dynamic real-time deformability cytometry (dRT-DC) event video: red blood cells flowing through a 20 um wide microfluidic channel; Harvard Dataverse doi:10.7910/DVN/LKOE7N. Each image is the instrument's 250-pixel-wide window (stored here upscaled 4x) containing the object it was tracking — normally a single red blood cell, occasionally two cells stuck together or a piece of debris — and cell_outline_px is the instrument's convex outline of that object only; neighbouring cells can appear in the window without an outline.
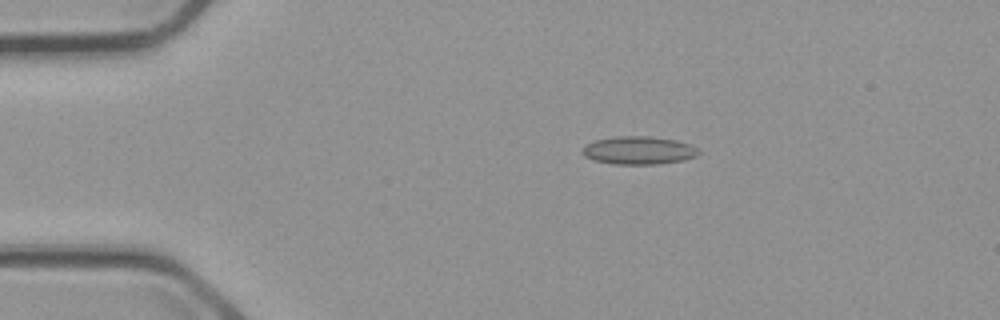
{"species": "common noctule bat (a hibernating species)", "species_latin": "Nyctalus noctula", "temperature_condition": "cold", "stored_images_in_passage": 4, "camera_frame_rate_fps": 3000, "um_per_image_px": 0.085, "animal": {"sex": "male", "body_mass_g": 23.1, "forearm_length_mm": 52.7}, "frame": {"image": 1, "passage_image": 3, "time_ms": 3.0, "image_size_px": [1000, 320], "cell_outline_px": [[700, 152], [696, 156], [684, 160], [656, 164], [616, 164], [592, 160], [584, 156], [584, 144], [596, 140], [616, 136], [648, 136], [676, 140], [688, 144], [696, 148]], "centroid_in_image_um": [54.27, 12.78], "position_along_channel_um": 30.7, "area_um2": 18.84}}